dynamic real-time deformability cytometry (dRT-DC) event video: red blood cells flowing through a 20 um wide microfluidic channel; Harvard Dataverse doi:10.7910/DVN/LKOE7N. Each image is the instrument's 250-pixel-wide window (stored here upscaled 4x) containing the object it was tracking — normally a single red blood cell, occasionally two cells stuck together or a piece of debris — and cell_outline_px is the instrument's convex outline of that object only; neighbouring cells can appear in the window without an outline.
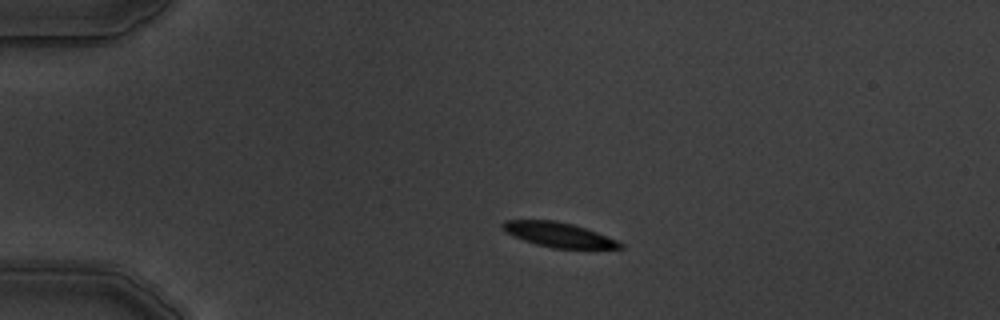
{"species": "common noctule bat (a hibernating species)", "species_latin": "Nyctalus noctula", "temperature_condition": "warm", "stored_images_in_passage": 2, "camera_frame_rate_fps": 3000, "um_per_image_px": 0.085, "animal": {"sex": "male", "body_mass_g": 19.5, "forearm_length_mm": 54.6}, "frame": {"image": 1, "passage_image": 1, "time_ms": 0.0, "image_size_px": [1000, 320], "cell_outline_px": [[624, 248], [552, 248], [536, 244], [512, 236], [504, 232], [500, 224], [504, 220], [556, 220], [572, 224], [596, 232], [616, 240], [624, 244]], "centroid_in_image_um": [47.42, 19.94], "position_along_channel_um": 37.6, "area_um2": 16.82}}